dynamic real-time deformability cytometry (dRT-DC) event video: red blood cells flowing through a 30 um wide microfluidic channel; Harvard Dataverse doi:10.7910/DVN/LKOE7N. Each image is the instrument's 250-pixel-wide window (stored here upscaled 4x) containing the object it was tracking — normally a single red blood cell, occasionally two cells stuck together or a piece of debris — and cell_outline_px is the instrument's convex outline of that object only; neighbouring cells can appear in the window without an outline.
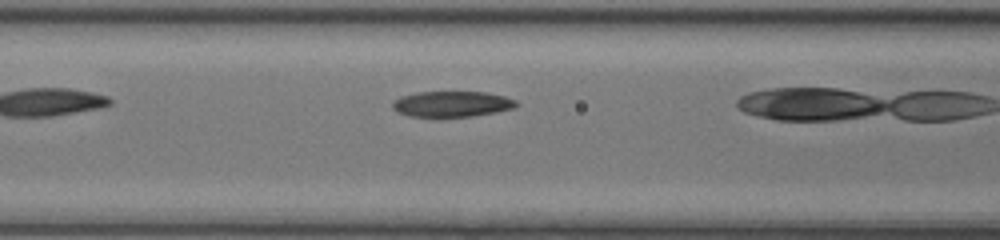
{"species": "common noctule bat (a hibernating species)", "species_latin": "Nyctalus noctula", "temperature_condition": "room temperature", "stored_images_in_passage": 5, "camera_frame_rate_fps": 3000, "um_per_image_px": 0.085, "animal": {"sex": "female", "body_mass_g": 17.0, "forearm_length_mm": 48.0}, "frame": {"image": 1, "passage_image": 4, "time_ms": 1.0, "image_size_px": [1000, 240], "cell_outline_px": [[520, 104], [516, 108], [496, 112], [472, 116], [408, 116], [396, 112], [392, 108], [392, 100], [400, 96], [416, 92], [484, 92], [504, 96], [516, 100]], "centroid_in_image_um": [38.4, 8.83], "position_along_channel_um": 128.2, "area_um2": 18.67}}